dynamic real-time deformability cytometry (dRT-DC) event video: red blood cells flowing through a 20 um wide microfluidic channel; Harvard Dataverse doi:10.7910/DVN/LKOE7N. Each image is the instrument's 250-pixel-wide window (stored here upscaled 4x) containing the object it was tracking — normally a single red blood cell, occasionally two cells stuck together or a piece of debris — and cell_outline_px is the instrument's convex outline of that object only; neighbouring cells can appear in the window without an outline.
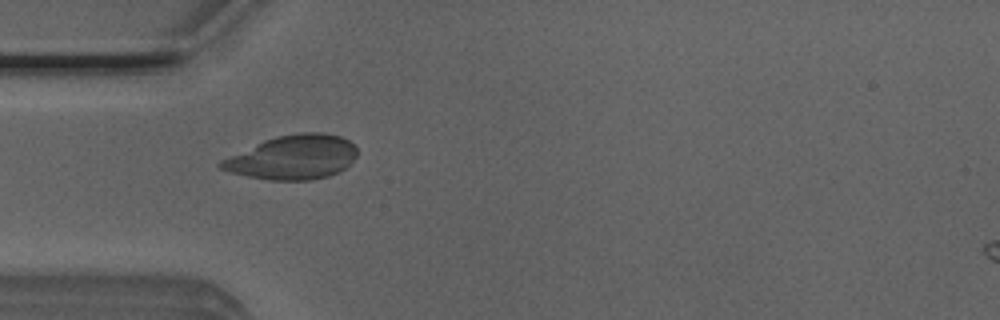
{"species": "Egyptian fruit bat (a non-hibernating species)", "species_latin": "Rousettus aegyptiacus", "temperature_condition": "room temperature", "stored_images_in_passage": 4, "camera_frame_rate_fps": 3000, "um_per_image_px": 0.085, "animal": {"sex": "male"}, "frame": {"image": 1, "passage_image": 2, "time_ms": 0.333, "image_size_px": [1000, 320], "cell_outline_px": [[356, 156], [352, 164], [340, 172], [328, 176], [312, 180], [268, 180], [248, 176], [232, 172], [220, 168], [216, 164], [220, 160], [264, 140], [276, 136], [300, 132], [320, 132], [340, 136], [348, 140], [356, 148]], "centroid_in_image_um": [24.91, 13.37], "position_along_channel_um": 60.1, "area_um2": 35.14}}